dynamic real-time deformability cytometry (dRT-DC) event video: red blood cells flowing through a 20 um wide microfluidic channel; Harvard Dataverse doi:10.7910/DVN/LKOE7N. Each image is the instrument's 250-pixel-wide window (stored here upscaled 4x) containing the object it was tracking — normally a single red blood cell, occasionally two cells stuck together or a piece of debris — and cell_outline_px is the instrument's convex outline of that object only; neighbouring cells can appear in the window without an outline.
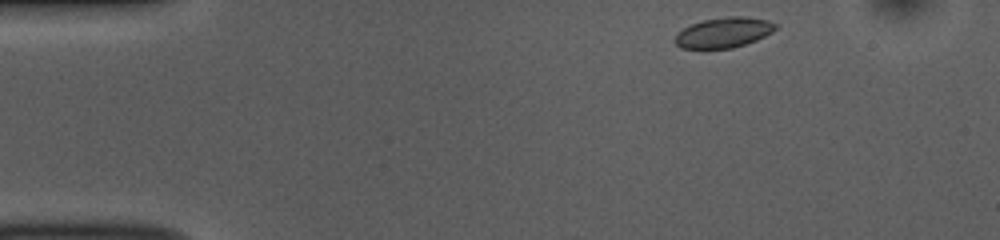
{"species": "common noctule bat (a hibernating species)", "species_latin": "Nyctalus noctula", "temperature_condition": "room temperature", "stored_images_in_passage": 47, "camera_frame_rate_fps": 3000, "um_per_image_px": 0.085, "animal": {"sex": "female", "body_mass_g": 10.0, "forearm_length_mm": 53.1}, "frame": {"image": 1, "passage_image": 1, "time_ms": 0.0, "image_size_px": [1000, 240], "cell_outline_px": [[780, 24], [772, 32], [756, 40], [732, 48], [680, 48], [672, 40], [684, 28], [692, 24], [704, 20], [728, 16], [744, 16], [768, 20]], "centroid_in_image_um": [61.54, 2.76], "position_along_channel_um": 23.5, "area_um2": 17.63}}
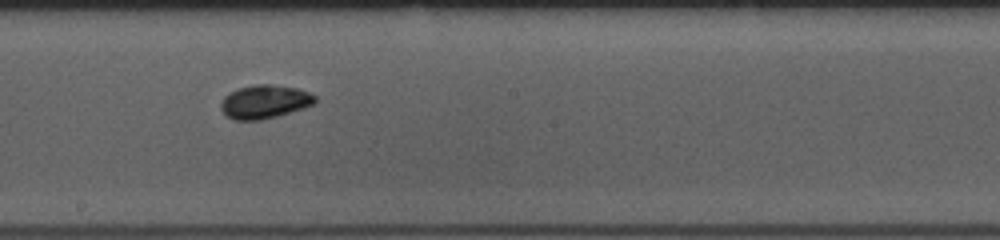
{"frame": {"image": 2, "passage_image": 23, "time_ms": 7.333, "image_size_px": [1000, 240], "cell_outline_px": [[316, 100], [312, 104], [304, 108], [276, 116], [260, 120], [236, 120], [224, 116], [220, 108], [220, 104], [224, 96], [228, 92], [240, 88], [256, 84], [272, 84], [296, 88], [308, 92], [316, 96]], "centroid_in_image_um": [22.45, 8.65], "position_along_channel_um": 225.8, "area_um2": 18.44}}
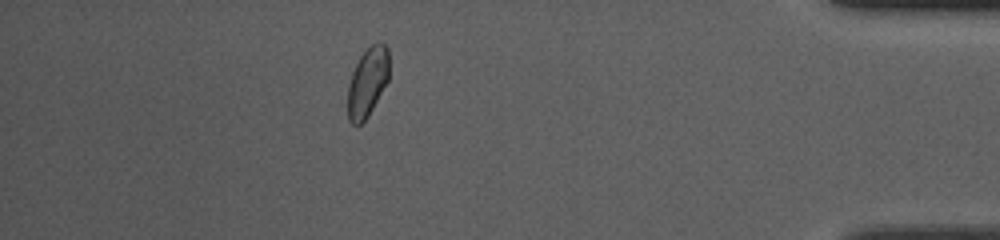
{"frame": {"image": 3, "passage_image": 41, "time_ms": 13.333, "image_size_px": [1000, 240], "cell_outline_px": [[388, 80], [368, 116], [360, 124], [352, 124], [348, 120], [348, 84], [352, 72], [360, 56], [372, 44], [380, 40], [388, 48]], "centroid_in_image_um": [31.23, 6.96], "position_along_channel_um": 404.0, "area_um2": 16.53}, "authors_computed_cell_mechanics": {"area_um2": 17.629, "velocity_mm_per_s": 3.7193, "shape_relaxation_time_tau1_ms": 2.3973, "shape_relaxation_time_tau2_ms": 2.6071, "deformation_change_tau1": 0.0639, "deformation_change_tau2": 0.0314}}